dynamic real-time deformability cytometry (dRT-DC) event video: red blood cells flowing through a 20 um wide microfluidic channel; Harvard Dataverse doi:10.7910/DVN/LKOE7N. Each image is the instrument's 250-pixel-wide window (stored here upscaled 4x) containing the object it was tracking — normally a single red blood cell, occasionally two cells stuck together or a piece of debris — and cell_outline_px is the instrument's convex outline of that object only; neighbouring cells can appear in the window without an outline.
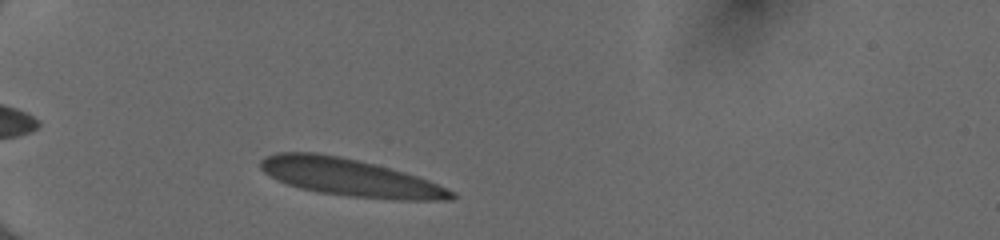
{"species": "human", "species_latin": "Homo sapiens", "temperature_condition": "cold", "stored_images_in_passage": 34, "camera_frame_rate_fps": 3000, "um_per_image_px": 0.085, "donor": {"sex": "female"}, "frame": {"image": 1, "passage_image": 3, "time_ms": 0.667, "image_size_px": [1000, 240], "cell_outline_px": [[456, 196], [452, 200], [396, 200], [348, 196], [320, 192], [300, 188], [276, 180], [264, 172], [260, 168], [260, 160], [264, 156], [276, 152], [316, 152], [340, 156], [404, 172], [428, 180], [456, 192]], "centroid_in_image_um": [29.72, 15.08], "position_along_channel_um": 55.3, "area_um2": 41.56}}
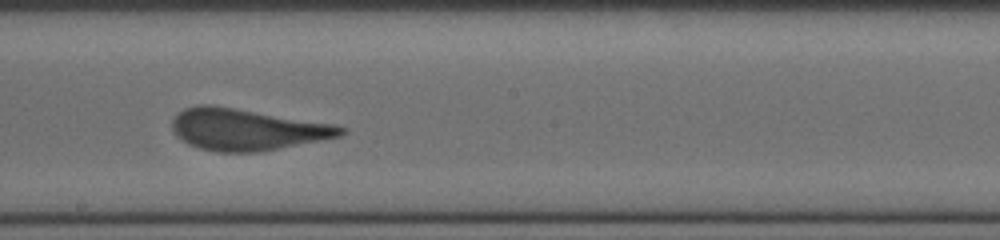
{"frame": {"image": 2, "passage_image": 18, "time_ms": 5.667, "image_size_px": [1000, 240], "cell_outline_px": [[348, 132], [340, 136], [324, 140], [260, 152], [216, 152], [200, 148], [188, 144], [176, 136], [172, 128], [172, 120], [176, 112], [184, 108], [196, 104], [212, 104], [336, 124], [348, 128]], "centroid_in_image_um": [20.99, 11.0], "position_along_channel_um": 227.2, "area_um2": 41.5}}
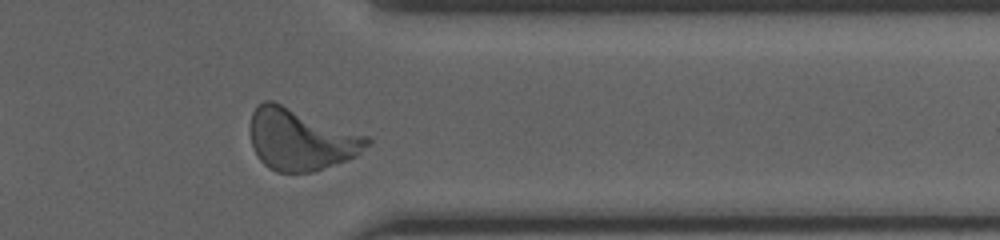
{"frame": {"image": 3, "passage_image": 30, "time_ms": 9.667, "image_size_px": [1000, 240], "cell_outline_px": [[372, 140], [356, 156], [312, 172], [276, 172], [268, 168], [260, 160], [252, 144], [248, 128], [252, 112], [264, 100], [272, 100], [368, 136]], "centroid_in_image_um": [25.52, 11.84], "position_along_channel_um": 385.9, "area_um2": 41.73}, "authors_computed_cell_mechanics": {"area_um2": 40.7779, "velocity_mm_per_s": 4.0124, "shape_relaxation_time_tau1_ms": 6.8358, "shape_relaxation_time_tau2_ms": null, "deformation_change_tau1": 0.2087, "deformation_change_tau2": null}}